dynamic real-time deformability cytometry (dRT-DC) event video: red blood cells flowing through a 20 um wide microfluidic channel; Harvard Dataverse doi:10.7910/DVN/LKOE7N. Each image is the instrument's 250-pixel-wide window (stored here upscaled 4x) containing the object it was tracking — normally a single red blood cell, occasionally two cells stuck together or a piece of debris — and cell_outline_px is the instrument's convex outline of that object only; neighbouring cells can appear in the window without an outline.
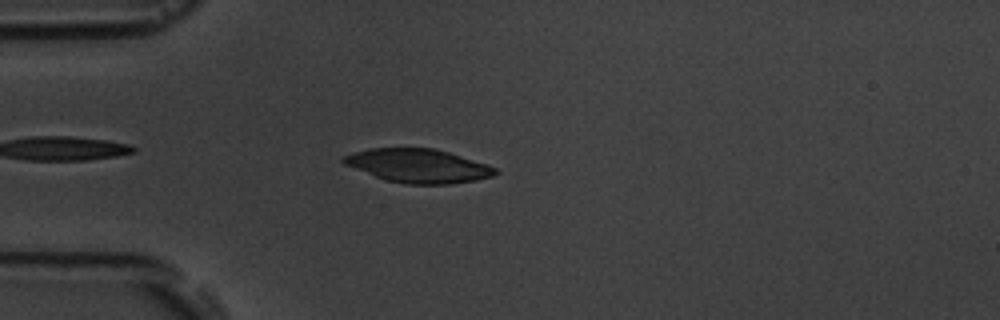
{"species": "common noctule bat (a hibernating species)", "species_latin": "Nyctalus noctula", "temperature_condition": "room temperature", "stored_images_in_passage": 6, "camera_frame_rate_fps": 3000, "um_per_image_px": 0.085, "animal": {"sex": "male", "body_mass_g": 19.5, "forearm_length_mm": 54.6}, "frame": {"image": 1, "passage_image": 4, "time_ms": 4.333, "image_size_px": [1000, 320], "cell_outline_px": [[500, 172], [492, 176], [476, 180], [448, 184], [404, 184], [388, 180], [376, 176], [344, 164], [340, 160], [344, 156], [352, 152], [372, 148], [436, 148], [488, 164], [496, 168]], "centroid_in_image_um": [35.58, 14.08], "position_along_channel_um": 49.4, "area_um2": 29.71}}